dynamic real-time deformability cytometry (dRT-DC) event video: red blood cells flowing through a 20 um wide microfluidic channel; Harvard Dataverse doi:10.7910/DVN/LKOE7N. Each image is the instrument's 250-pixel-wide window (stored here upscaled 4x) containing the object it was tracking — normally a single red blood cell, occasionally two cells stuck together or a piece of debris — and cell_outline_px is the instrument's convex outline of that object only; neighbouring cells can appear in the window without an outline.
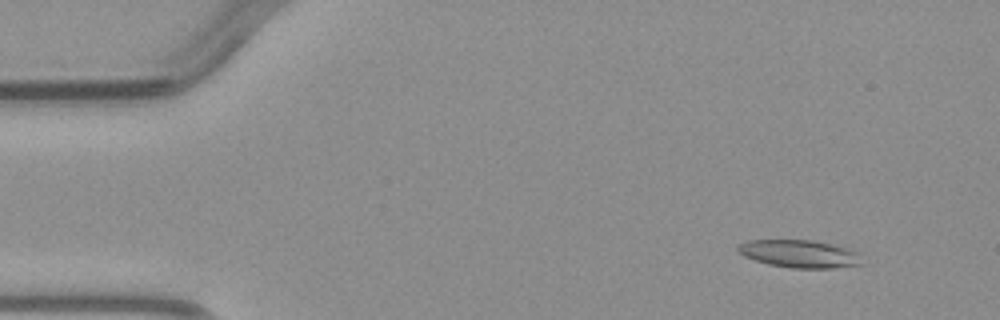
{"species": "common noctule bat (a hibernating species)", "species_latin": "Nyctalus noctula", "temperature_condition": "warm", "stored_images_in_passage": 4, "camera_frame_rate_fps": 3000, "um_per_image_px": 0.085, "animal": {"sex": "male", "body_mass_g": 23.1, "forearm_length_mm": 52.7}, "frame": {"image": 1, "passage_image": 1, "time_ms": 0.0, "image_size_px": [1000, 320], "cell_outline_px": [[864, 264], [832, 268], [792, 268], [768, 264], [744, 256], [736, 248], [736, 244], [748, 240], [812, 240], [832, 244], [848, 248], [860, 252]], "centroid_in_image_um": [67.99, 21.57], "position_along_channel_um": 17.0, "area_um2": 20.23}}
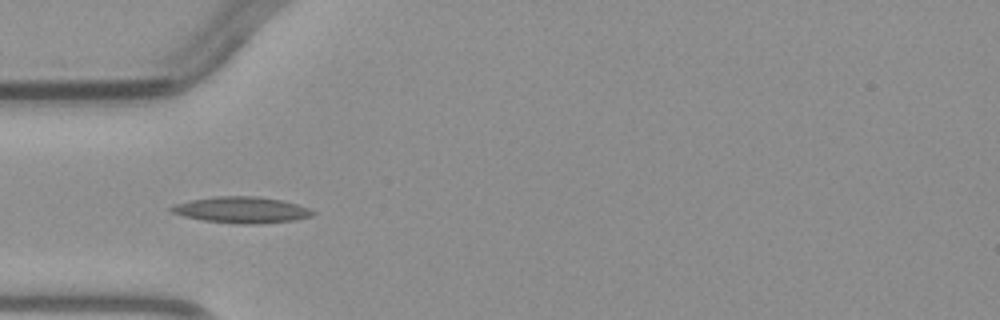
{"frame": {"image": 2, "passage_image": 3, "time_ms": 3.333, "image_size_px": [1000, 320], "cell_outline_px": [[316, 212], [312, 216], [296, 220], [256, 224], [240, 224], [204, 220], [184, 216], [172, 212], [168, 208], [176, 204], [192, 200], [216, 196], [256, 196], [280, 200], [296, 204], [308, 208]], "centroid_in_image_um": [20.56, 17.84], "position_along_channel_um": 64.4, "area_um2": 21.39}}
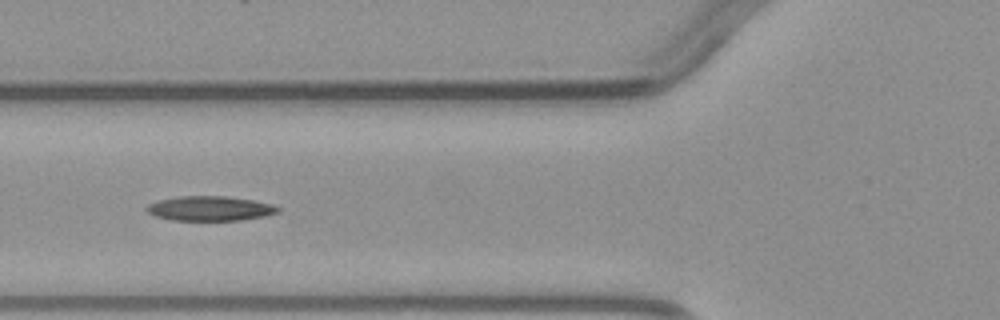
{"frame": {"image": 3, "passage_image": 4, "time_ms": 4.333, "image_size_px": [1000, 320], "cell_outline_px": [[280, 208], [276, 212], [264, 216], [240, 220], [172, 220], [156, 216], [148, 212], [144, 208], [148, 204], [156, 200], [180, 196], [224, 196], [252, 200], [272, 204]], "centroid_in_image_um": [17.79, 17.71], "position_along_channel_um": 108.0, "area_um2": 18.73}}